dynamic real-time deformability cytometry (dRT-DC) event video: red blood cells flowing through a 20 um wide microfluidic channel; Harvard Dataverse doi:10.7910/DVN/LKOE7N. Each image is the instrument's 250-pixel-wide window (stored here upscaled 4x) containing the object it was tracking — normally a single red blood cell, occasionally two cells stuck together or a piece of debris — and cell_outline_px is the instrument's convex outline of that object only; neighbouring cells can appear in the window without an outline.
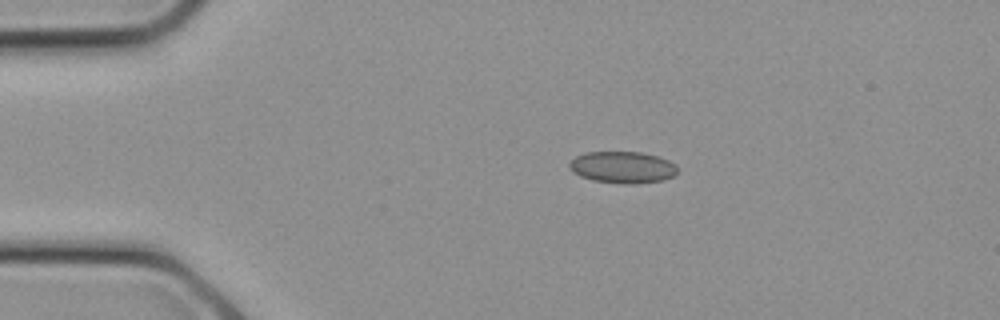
{"species": "common noctule bat (a hibernating species)", "species_latin": "Nyctalus noctula", "temperature_condition": "cold", "stored_images_in_passage": 7, "camera_frame_rate_fps": 3000, "um_per_image_px": 0.085, "animal": {"sex": "female", "body_mass_g": 21.9}, "frame": {"image": 1, "passage_image": 1, "time_ms": 0.0, "image_size_px": [1000, 320], "cell_outline_px": [[676, 172], [672, 176], [664, 180], [636, 184], [624, 184], [592, 180], [580, 176], [572, 172], [568, 164], [576, 156], [584, 152], [640, 152], [656, 156], [668, 160], [676, 164]], "centroid_in_image_um": [52.9, 14.22], "position_along_channel_um": 32.1, "area_um2": 20.0}}
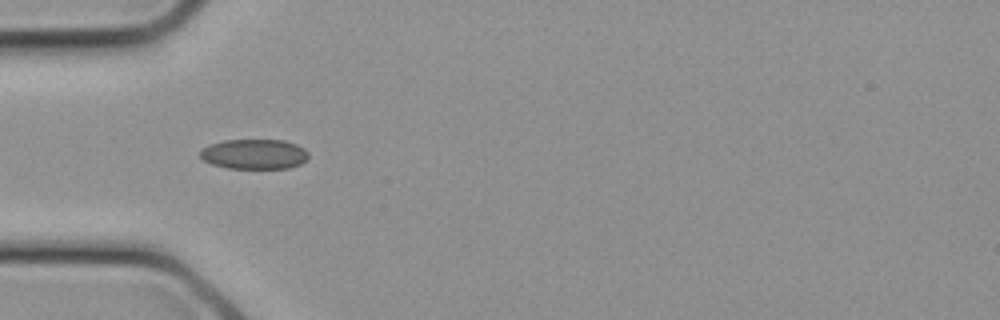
{"frame": {"image": 2, "passage_image": 4, "time_ms": 1.0, "image_size_px": [1000, 320], "cell_outline_px": [[308, 156], [300, 164], [288, 168], [228, 168], [212, 164], [204, 160], [200, 156], [200, 148], [208, 144], [224, 140], [284, 140], [296, 144], [304, 148], [308, 152]], "centroid_in_image_um": [21.58, 13.09], "position_along_channel_um": 63.4, "area_um2": 18.96}}
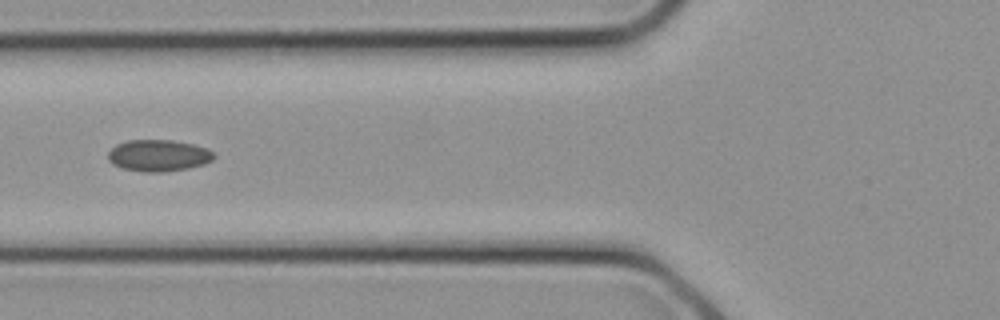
{"frame": {"image": 3, "passage_image": 6, "time_ms": 1.667, "image_size_px": [1000, 320], "cell_outline_px": [[216, 156], [212, 160], [204, 164], [188, 168], [164, 172], [144, 172], [124, 168], [112, 164], [108, 160], [108, 152], [116, 144], [128, 140], [172, 140], [192, 144], [208, 148]], "centroid_in_image_um": [13.47, 13.22], "position_along_channel_um": 112.3, "area_um2": 19.54}}